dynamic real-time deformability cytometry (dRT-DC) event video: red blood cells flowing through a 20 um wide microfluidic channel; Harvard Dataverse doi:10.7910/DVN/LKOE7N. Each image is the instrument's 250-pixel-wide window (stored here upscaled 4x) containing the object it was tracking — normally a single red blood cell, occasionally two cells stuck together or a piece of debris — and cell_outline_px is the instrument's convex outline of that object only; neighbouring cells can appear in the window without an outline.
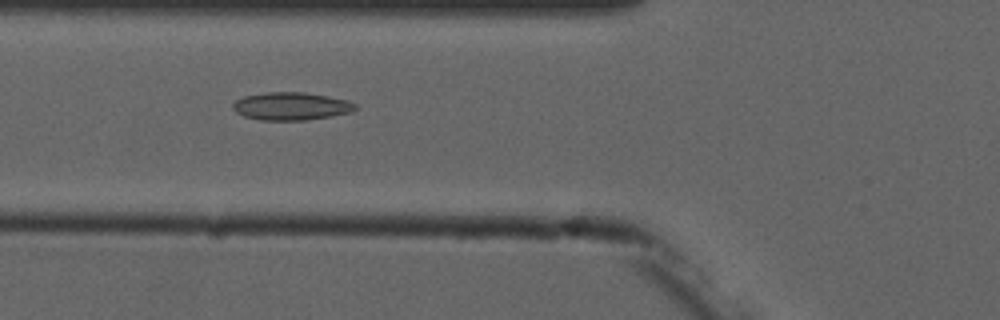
{"species": "common noctule bat (a hibernating species)", "species_latin": "Nyctalus noctula", "temperature_condition": "cold", "stored_images_in_passage": 7, "camera_frame_rate_fps": 3000, "um_per_image_px": 0.085, "animal": {"sex": "male", "forearm_length_mm": 52.5}, "frame": {"image": 1, "passage_image": 6, "time_ms": 6.0, "image_size_px": [1000, 320], "cell_outline_px": [[356, 108], [352, 112], [332, 116], [308, 120], [260, 120], [244, 116], [236, 112], [232, 108], [232, 104], [236, 100], [244, 96], [268, 92], [304, 92], [328, 96], [348, 100], [356, 104]], "centroid_in_image_um": [24.76, 9.03], "position_along_channel_um": 101.0, "area_um2": 19.94}}
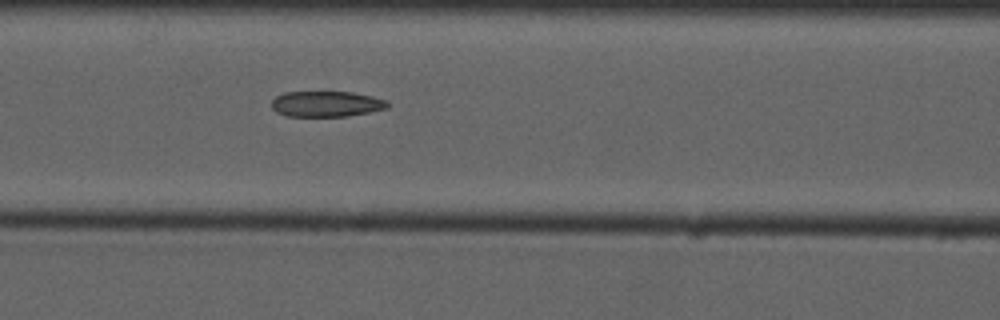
{"frame": {"image": 2, "passage_image": 7, "time_ms": 7.0, "image_size_px": [1000, 320], "cell_outline_px": [[388, 108], [368, 112], [344, 116], [288, 116], [276, 112], [272, 108], [272, 100], [276, 96], [284, 92], [352, 92], [372, 96], [388, 100]], "centroid_in_image_um": [27.73, 8.83], "position_along_channel_um": 138.9, "area_um2": 17.28}}